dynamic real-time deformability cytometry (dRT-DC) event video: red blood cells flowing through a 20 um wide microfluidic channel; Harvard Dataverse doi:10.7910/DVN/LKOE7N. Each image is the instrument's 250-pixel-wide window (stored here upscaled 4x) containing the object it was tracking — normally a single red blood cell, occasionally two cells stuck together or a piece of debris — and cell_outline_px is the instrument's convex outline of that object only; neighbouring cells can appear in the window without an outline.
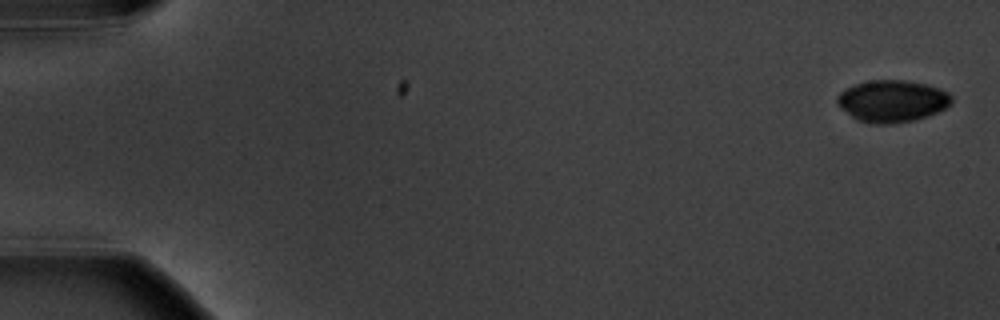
{"species": "common noctule bat (a hibernating species)", "species_latin": "Nyctalus noctula", "temperature_condition": "warm", "stored_images_in_passage": 7, "camera_frame_rate_fps": 3000, "um_per_image_px": 0.085, "animal": {"sex": "male", "body_mass_g": 20.1, "forearm_length_mm": 53.5}, "frame": {"image": 1, "passage_image": 1, "time_ms": 0.0, "image_size_px": [1000, 320], "cell_outline_px": [[952, 104], [928, 116], [912, 120], [892, 124], [872, 124], [856, 120], [840, 108], [836, 104], [836, 96], [844, 88], [856, 84], [872, 80], [904, 80], [924, 84], [940, 88], [948, 92], [952, 96]], "centroid_in_image_um": [75.8, 8.6], "position_along_channel_um": 9.2, "area_um2": 28.15}}
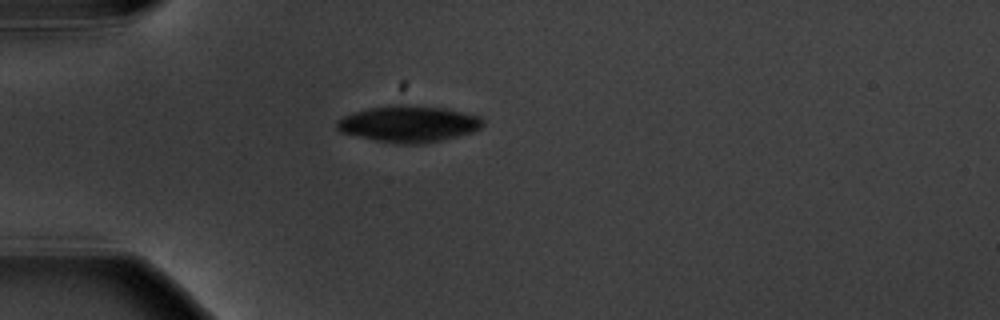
{"frame": {"image": 2, "passage_image": 5, "time_ms": 5.0, "image_size_px": [1000, 320], "cell_outline_px": [[484, 124], [480, 128], [472, 132], [424, 144], [396, 144], [376, 140], [340, 132], [336, 128], [336, 120], [352, 112], [372, 108], [396, 104], [408, 104], [444, 108], [480, 116], [484, 120]], "centroid_in_image_um": [34.73, 10.53], "position_along_channel_um": 50.3, "area_um2": 30.98}}